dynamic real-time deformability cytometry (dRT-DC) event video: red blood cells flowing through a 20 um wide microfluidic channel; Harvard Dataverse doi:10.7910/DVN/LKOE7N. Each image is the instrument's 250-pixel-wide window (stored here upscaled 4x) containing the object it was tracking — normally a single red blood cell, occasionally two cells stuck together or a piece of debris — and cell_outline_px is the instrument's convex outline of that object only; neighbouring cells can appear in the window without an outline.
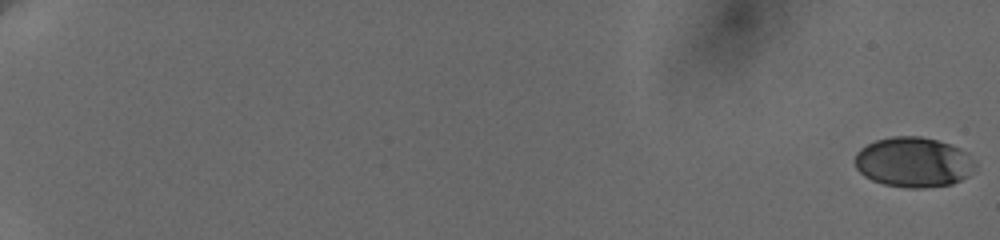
{"species": "human", "species_latin": "Homo sapiens", "temperature_condition": "cold", "stored_images_in_passage": 40, "camera_frame_rate_fps": 3000, "um_per_image_px": 0.085, "donor": {"sex": "female"}, "frame": {"image": 1, "passage_image": 1, "time_ms": 0.0, "image_size_px": [1000, 240], "cell_outline_px": [[976, 164], [968, 176], [952, 184], [924, 188], [904, 188], [884, 184], [872, 180], [864, 176], [856, 168], [852, 160], [856, 152], [860, 148], [876, 140], [896, 136], [920, 136], [936, 140], [948, 144], [964, 152], [976, 160]], "centroid_in_image_um": [77.6, 13.8], "position_along_channel_um": 7.4, "area_um2": 35.14}}
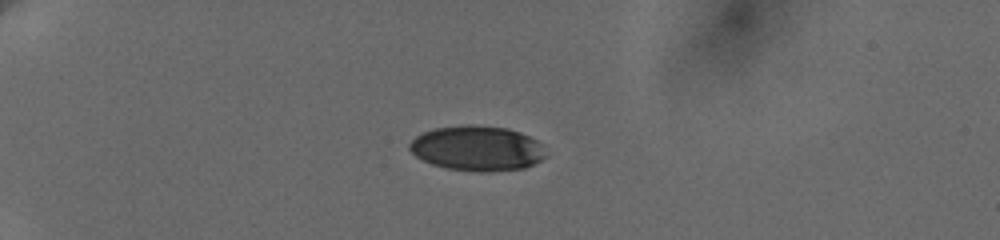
{"frame": {"image": 2, "passage_image": 35, "time_ms": 6.0, "image_size_px": [1000, 240], "cell_outline_px": [[548, 156], [524, 168], [488, 172], [480, 172], [448, 168], [432, 164], [416, 156], [408, 148], [408, 144], [416, 136], [424, 132], [436, 128], [468, 124], [508, 128], [520, 132], [536, 140]], "centroid_in_image_um": [40.55, 12.6], "position_along_channel_um": 44.4, "area_um2": 35.55}}